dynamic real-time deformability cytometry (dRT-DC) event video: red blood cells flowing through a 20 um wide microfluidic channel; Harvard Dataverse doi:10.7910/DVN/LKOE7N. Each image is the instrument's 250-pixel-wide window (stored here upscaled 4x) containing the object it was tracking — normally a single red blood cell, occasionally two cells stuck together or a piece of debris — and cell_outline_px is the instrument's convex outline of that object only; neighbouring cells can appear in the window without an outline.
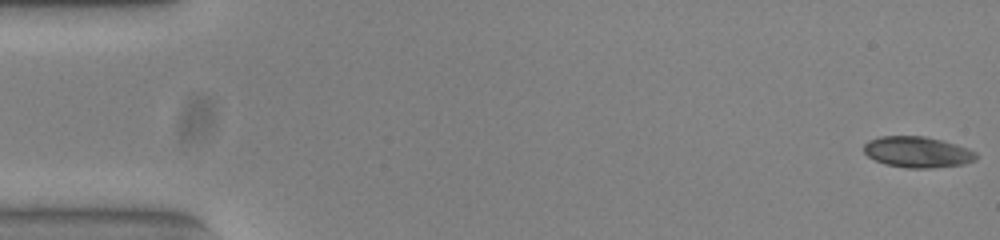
{"species": "common noctule bat (a hibernating species)", "species_latin": "Nyctalus noctula", "temperature_condition": "warm", "stored_images_in_passage": 53, "camera_frame_rate_fps": 3000, "um_per_image_px": 0.085, "animal": {"sex": "female", "body_mass_g": 23.0, "forearm_length_mm": 53.4}, "frame": {"image": 1, "passage_image": 1, "time_ms": 0.0, "image_size_px": [1000, 240], "cell_outline_px": [[980, 156], [976, 160], [964, 164], [932, 168], [908, 168], [884, 164], [868, 156], [864, 152], [864, 144], [868, 140], [880, 136], [924, 136], [956, 144], [968, 148], [976, 152]], "centroid_in_image_um": [78.01, 12.93], "position_along_channel_um": 7.0, "area_um2": 20.4}}
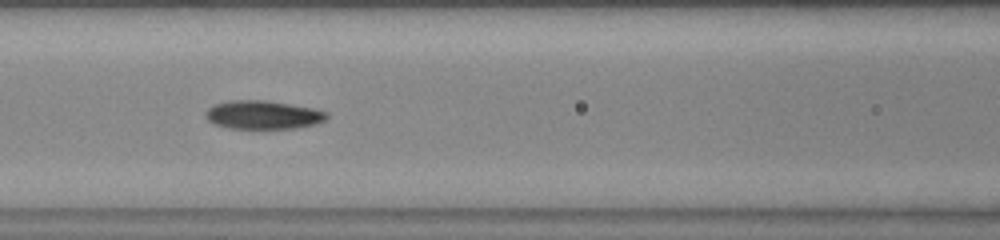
{"frame": {"image": 2, "passage_image": 23, "time_ms": 7.333, "image_size_px": [1000, 240], "cell_outline_px": [[328, 116], [324, 120], [316, 124], [292, 128], [228, 128], [216, 124], [208, 120], [204, 116], [204, 112], [208, 108], [216, 104], [232, 100], [264, 100], [316, 108], [328, 112]], "centroid_in_image_um": [22.36, 9.75], "position_along_channel_um": 144.2, "area_um2": 20.06}}
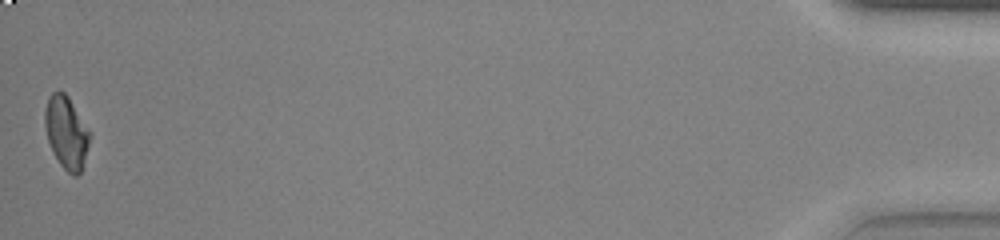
{"frame": {"image": 3, "passage_image": 53, "time_ms": 17.333, "image_size_px": [1000, 240], "cell_outline_px": [[92, 136], [80, 172], [76, 176], [72, 176], [60, 164], [48, 140], [44, 124], [44, 112], [48, 100], [52, 92], [64, 92], [68, 96], [92, 132]], "centroid_in_image_um": [5.67, 11.24], "position_along_channel_um": 429.5, "area_um2": 18.9}, "authors_computed_cell_mechanics": {"area_um2": 19.941, "velocity_mm_per_s": 3.853, "shape_relaxation_time_tau1_ms": 6.4228, "shape_relaxation_time_tau2_ms": 6.3191, "deformation_change_tau1": 0.1698, "deformation_change_tau2": 0.1047}}